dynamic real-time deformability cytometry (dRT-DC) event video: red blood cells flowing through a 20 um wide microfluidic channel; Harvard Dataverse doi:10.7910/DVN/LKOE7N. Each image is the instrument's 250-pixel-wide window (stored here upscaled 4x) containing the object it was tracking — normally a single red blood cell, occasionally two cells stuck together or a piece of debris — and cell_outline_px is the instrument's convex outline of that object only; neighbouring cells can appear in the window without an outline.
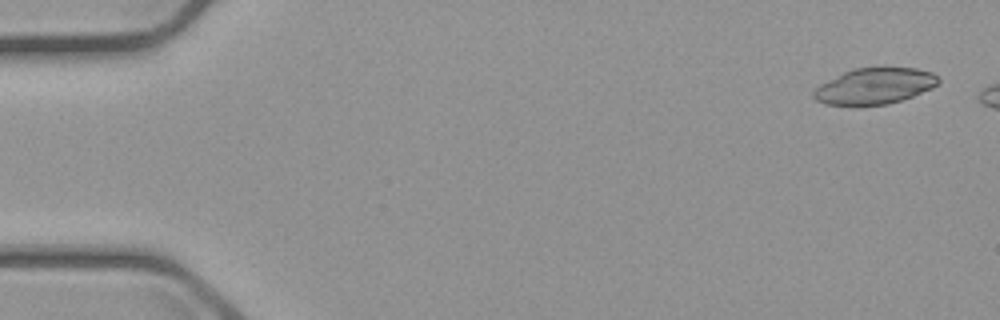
{"species": "common noctule bat (a hibernating species)", "species_latin": "Nyctalus noctula", "temperature_condition": "cold", "stored_images_in_passage": 5, "camera_frame_rate_fps": 3000, "um_per_image_px": 0.085, "animal": {"sex": "male", "body_mass_g": 23.1, "forearm_length_mm": 52.7}, "frame": {"image": 1, "passage_image": 1, "time_ms": 0.0, "image_size_px": [1000, 320], "cell_outline_px": [[940, 80], [932, 88], [912, 96], [888, 104], [856, 108], [824, 104], [816, 100], [812, 96], [812, 92], [820, 84], [852, 68], [916, 68], [932, 72]], "centroid_in_image_um": [74.27, 7.36], "position_along_channel_um": 10.7, "area_um2": 26.65}}